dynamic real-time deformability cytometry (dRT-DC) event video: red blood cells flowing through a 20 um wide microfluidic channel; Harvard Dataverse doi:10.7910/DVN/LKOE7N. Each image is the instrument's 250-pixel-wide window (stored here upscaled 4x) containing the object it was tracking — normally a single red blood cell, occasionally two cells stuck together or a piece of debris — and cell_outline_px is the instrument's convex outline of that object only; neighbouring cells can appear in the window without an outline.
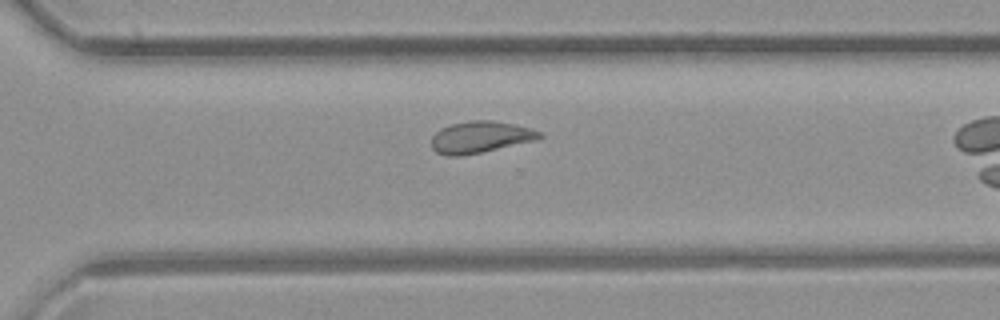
{"species": "common noctule bat (a hibernating species)", "species_latin": "Nyctalus noctula", "temperature_condition": "room temperature", "stored_images_in_passage": 27, "camera_frame_rate_fps": 3000, "um_per_image_px": 0.085, "animal": {"sex": "female", "body_mass_g": 21.9}, "frame": {"image": 1, "passage_image": 23, "time_ms": 7.333, "image_size_px": [1000, 320], "cell_outline_px": [[544, 136], [536, 140], [480, 152], [460, 156], [448, 156], [436, 152], [432, 148], [432, 136], [440, 128], [452, 124], [472, 120], [492, 120], [516, 124], [532, 128], [540, 132]], "centroid_in_image_um": [40.83, 11.64], "position_along_channel_um": 329.8, "area_um2": 19.88}}